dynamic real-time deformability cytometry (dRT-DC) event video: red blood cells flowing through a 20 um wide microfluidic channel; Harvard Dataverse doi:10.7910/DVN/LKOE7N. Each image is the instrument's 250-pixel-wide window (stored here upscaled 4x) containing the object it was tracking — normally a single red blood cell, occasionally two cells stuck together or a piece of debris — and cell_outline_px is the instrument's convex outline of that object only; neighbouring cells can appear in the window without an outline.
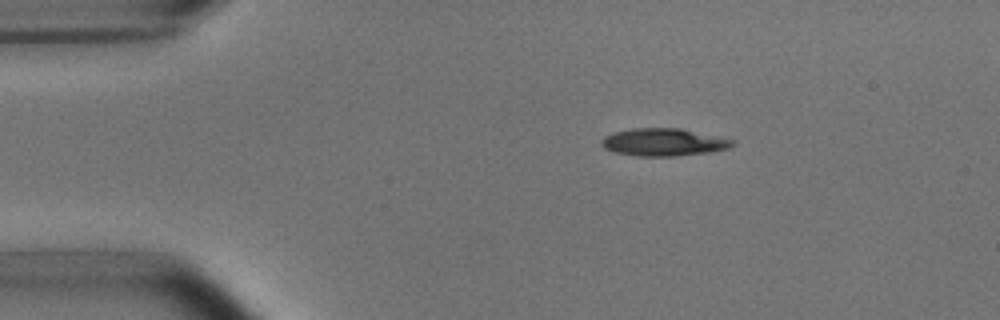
{"species": "common noctule bat (a hibernating species)", "species_latin": "Nyctalus noctula", "temperature_condition": "room temperature", "stored_images_in_passage": 4, "camera_frame_rate_fps": 3000, "um_per_image_px": 0.085, "animal": {"sex": "male", "body_mass_g": 15.6}, "frame": {"image": 1, "passage_image": 1, "time_ms": 0.0, "image_size_px": [1000, 320], "cell_outline_px": [[736, 144], [728, 148], [708, 152], [676, 156], [636, 156], [612, 152], [604, 148], [600, 144], [600, 140], [604, 136], [616, 132], [632, 128], [680, 128], [736, 140]], "centroid_in_image_um": [56.39, 12.09], "position_along_channel_um": 28.6, "area_um2": 21.15}}
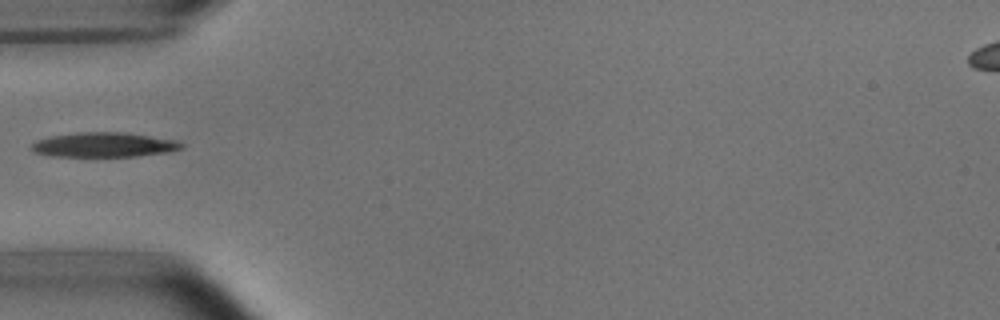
{"frame": {"image": 2, "passage_image": 3, "time_ms": 2.667, "image_size_px": [1000, 320], "cell_outline_px": [[184, 148], [172, 152], [136, 156], [52, 156], [32, 152], [32, 144], [36, 140], [52, 136], [80, 132], [124, 132], [176, 140], [184, 144]], "centroid_in_image_um": [8.88, 12.31], "position_along_channel_um": 76.1, "area_um2": 21.56}}